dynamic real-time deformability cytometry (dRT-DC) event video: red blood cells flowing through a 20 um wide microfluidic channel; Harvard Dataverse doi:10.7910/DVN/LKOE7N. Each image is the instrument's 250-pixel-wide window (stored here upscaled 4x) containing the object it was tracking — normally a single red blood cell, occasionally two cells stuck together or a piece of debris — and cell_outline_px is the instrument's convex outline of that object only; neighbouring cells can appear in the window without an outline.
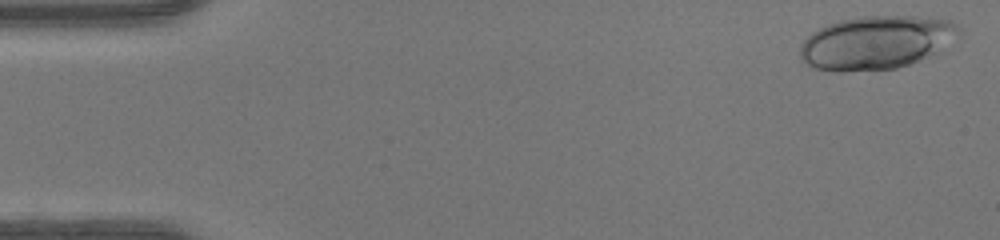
{"species": "human", "species_latin": "Homo sapiens", "temperature_condition": "warm", "stored_images_in_passage": 47, "camera_frame_rate_fps": 3000, "um_per_image_px": 0.085, "donor": {"sex": "female"}, "frame": {"image": 1, "passage_image": 1, "time_ms": 0.0, "image_size_px": [1000, 240], "cell_outline_px": [[964, 28], [960, 36], [932, 52], [908, 64], [896, 68], [840, 72], [836, 72], [812, 68], [800, 60], [800, 44], [812, 32], [828, 24], [840, 20], [864, 16], [912, 16], [952, 20]], "centroid_in_image_um": [74.44, 3.6], "position_along_channel_um": 10.6, "area_um2": 49.3}}
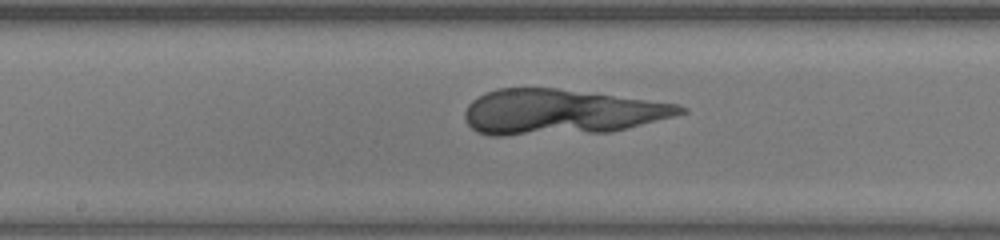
{"frame": {"image": 2, "passage_image": 24, "time_ms": 7.667, "image_size_px": [1000, 240], "cell_outline_px": [[688, 112], [676, 116], [612, 132], [504, 136], [492, 136], [476, 132], [468, 124], [464, 116], [464, 112], [468, 104], [472, 100], [484, 92], [496, 88], [556, 88], [680, 104], [688, 108]], "centroid_in_image_um": [47.67, 9.53], "position_along_channel_um": 200.5, "area_um2": 57.45}}
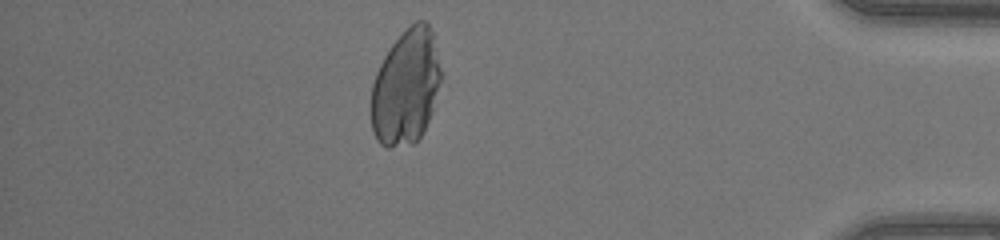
{"frame": {"image": 3, "passage_image": 41, "time_ms": 13.333, "image_size_px": [1000, 240], "cell_outline_px": [[440, 80], [432, 108], [428, 120], [420, 136], [412, 144], [388, 148], [384, 148], [376, 140], [372, 128], [372, 84], [376, 72], [384, 56], [392, 44], [416, 20], [424, 20], [428, 24], [432, 32], [436, 48], [440, 68]], "centroid_in_image_um": [34.48, 7.43], "position_along_channel_um": 400.7, "area_um2": 46.18}}